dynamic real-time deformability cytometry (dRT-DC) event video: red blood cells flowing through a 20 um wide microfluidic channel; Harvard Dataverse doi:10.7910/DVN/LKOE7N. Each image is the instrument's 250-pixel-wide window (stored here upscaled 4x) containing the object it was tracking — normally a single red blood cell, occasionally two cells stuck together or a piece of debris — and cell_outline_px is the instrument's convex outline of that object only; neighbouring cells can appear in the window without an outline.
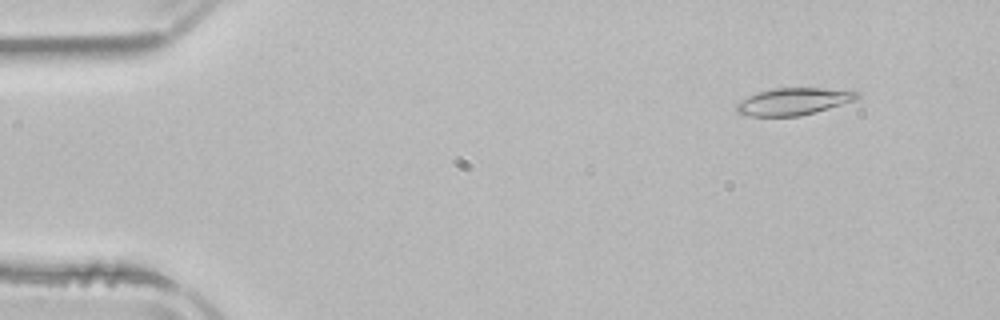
{"species": "common noctule bat (a hibernating species)", "species_latin": "Nyctalus noctula", "temperature_condition": "room temperature", "stored_images_in_passage": 4, "camera_frame_rate_fps": 3000, "um_per_image_px": 0.085, "animal": {"sex": "male", "body_mass_g": 21.5, "forearm_length_mm": 52.0}, "frame": {"image": 1, "passage_image": 2, "time_ms": 1.333, "image_size_px": [1000, 320], "cell_outline_px": [[860, 96], [856, 100], [816, 112], [800, 116], [752, 116], [736, 112], [736, 104], [748, 96], [772, 88], [852, 88], [860, 92]], "centroid_in_image_um": [67.56, 8.6], "position_along_channel_um": 17.4, "area_um2": 19.36}}
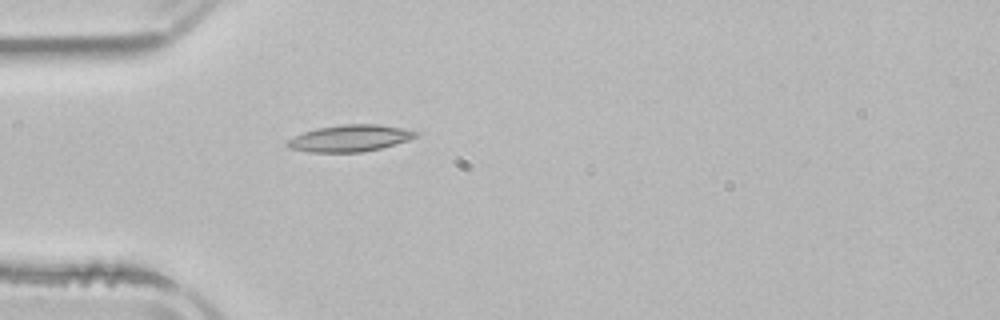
{"frame": {"image": 2, "passage_image": 4, "time_ms": 4.667, "image_size_px": [1000, 320], "cell_outline_px": [[420, 136], [408, 140], [380, 148], [360, 152], [308, 152], [288, 148], [284, 144], [288, 140], [304, 132], [316, 128], [340, 124], [380, 124], [404, 128], [420, 132]], "centroid_in_image_um": [29.76, 11.74], "position_along_channel_um": 55.2, "area_um2": 20.11}}